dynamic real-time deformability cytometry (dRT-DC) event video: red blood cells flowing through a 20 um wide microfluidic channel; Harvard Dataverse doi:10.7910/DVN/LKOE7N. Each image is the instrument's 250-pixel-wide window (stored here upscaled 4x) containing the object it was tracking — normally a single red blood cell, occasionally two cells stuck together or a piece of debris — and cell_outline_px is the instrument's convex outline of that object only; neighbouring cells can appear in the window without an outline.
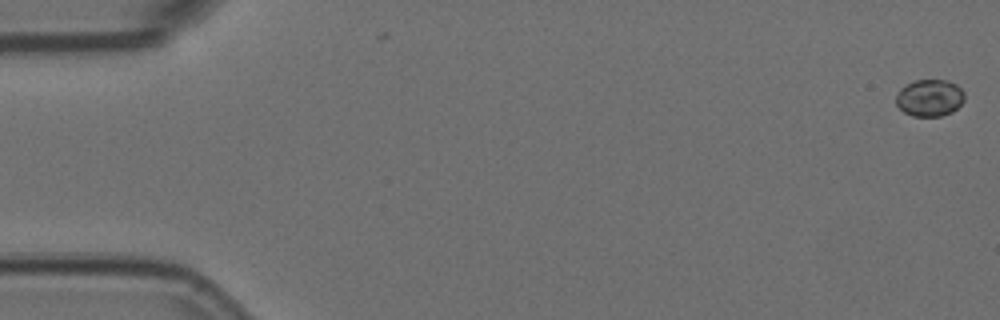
{"species": "Egyptian fruit bat (a non-hibernating species)", "species_latin": "Rousettus aegyptiacus", "temperature_condition": "room temperature", "stored_images_in_passage": 5, "camera_frame_rate_fps": 3000, "um_per_image_px": 0.085, "animal": {"sex": "female"}, "frame": {"image": 1, "passage_image": 1, "time_ms": 0.0, "image_size_px": [1000, 320], "cell_outline_px": [[964, 100], [952, 112], [940, 116], [912, 116], [904, 112], [896, 104], [896, 96], [900, 88], [916, 80], [948, 80], [956, 84], [964, 92]], "centroid_in_image_um": [79.02, 8.32], "position_along_channel_um": 6.0, "area_um2": 14.68}}